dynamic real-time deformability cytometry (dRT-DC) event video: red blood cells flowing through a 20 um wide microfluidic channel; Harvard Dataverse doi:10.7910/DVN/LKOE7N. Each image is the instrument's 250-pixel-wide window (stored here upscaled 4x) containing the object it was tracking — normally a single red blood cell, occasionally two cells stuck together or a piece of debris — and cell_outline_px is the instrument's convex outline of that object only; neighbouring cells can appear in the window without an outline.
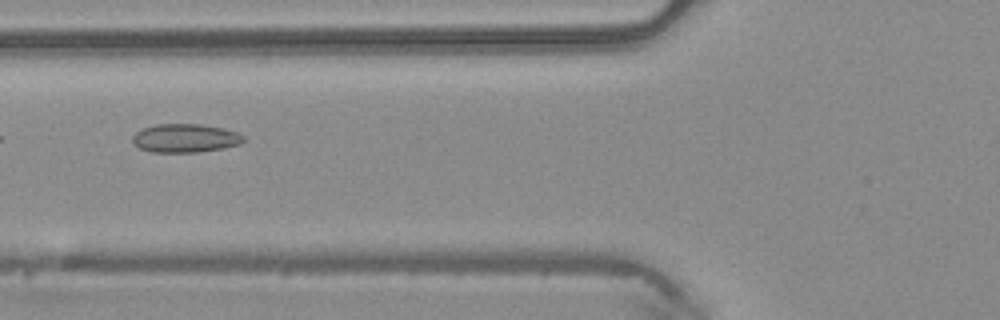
{"species": "common noctule bat (a hibernating species)", "species_latin": "Nyctalus noctula", "temperature_condition": "warm", "stored_images_in_passage": 6, "camera_frame_rate_fps": 3000, "um_per_image_px": 0.085, "animal": {"sex": "male", "body_mass_g": 20.4}, "frame": {"image": 1, "passage_image": 5, "time_ms": 1.333, "image_size_px": [1000, 320], "cell_outline_px": [[244, 140], [240, 144], [224, 148], [196, 152], [152, 152], [140, 148], [132, 140], [132, 136], [136, 132], [144, 128], [156, 124], [200, 124], [224, 128], [236, 132], [244, 136]], "centroid_in_image_um": [15.76, 11.74], "position_along_channel_um": 110.0, "area_um2": 18.38}}
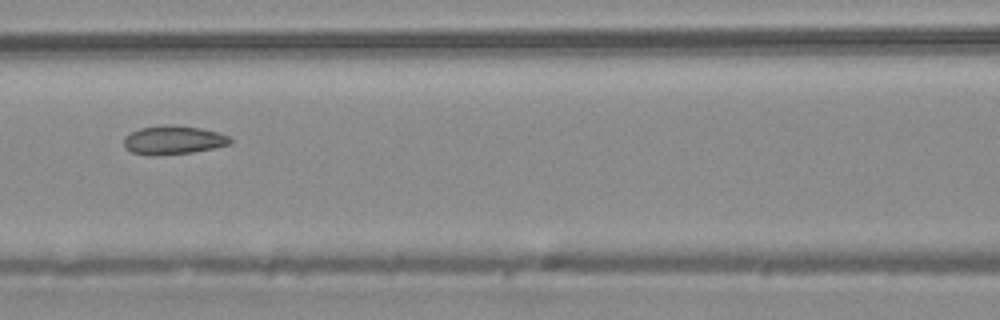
{"frame": {"image": 2, "passage_image": 6, "time_ms": 1.667, "image_size_px": [1000, 320], "cell_outline_px": [[232, 144], [192, 152], [156, 156], [148, 156], [132, 152], [124, 148], [124, 136], [140, 128], [164, 124], [176, 124], [200, 128], [216, 132], [228, 136], [232, 140]], "centroid_in_image_um": [14.69, 11.9], "position_along_channel_um": 151.9, "area_um2": 17.98}}